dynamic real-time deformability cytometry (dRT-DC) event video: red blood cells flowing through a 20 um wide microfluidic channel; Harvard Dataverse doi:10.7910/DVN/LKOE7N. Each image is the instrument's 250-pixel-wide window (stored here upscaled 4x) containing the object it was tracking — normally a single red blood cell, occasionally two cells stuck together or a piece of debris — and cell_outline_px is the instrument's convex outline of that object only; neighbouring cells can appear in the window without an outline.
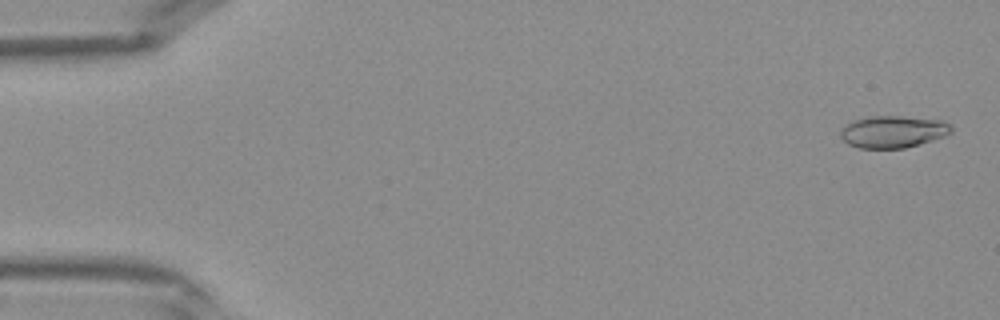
{"species": "Egyptian fruit bat (a non-hibernating species)", "species_latin": "Rousettus aegyptiacus", "temperature_condition": "warm", "stored_images_in_passage": 42, "camera_frame_rate_fps": 3000, "um_per_image_px": 0.085, "frame": {"image": 1, "passage_image": 2, "time_ms": 0.333, "image_size_px": [1000, 320], "cell_outline_px": [[952, 132], [944, 136], [932, 140], [904, 148], [860, 148], [848, 144], [840, 136], [840, 128], [852, 120], [872, 116], [900, 116], [940, 120], [952, 124]], "centroid_in_image_um": [75.89, 11.19], "position_along_channel_um": 9.1, "area_um2": 20.69}}
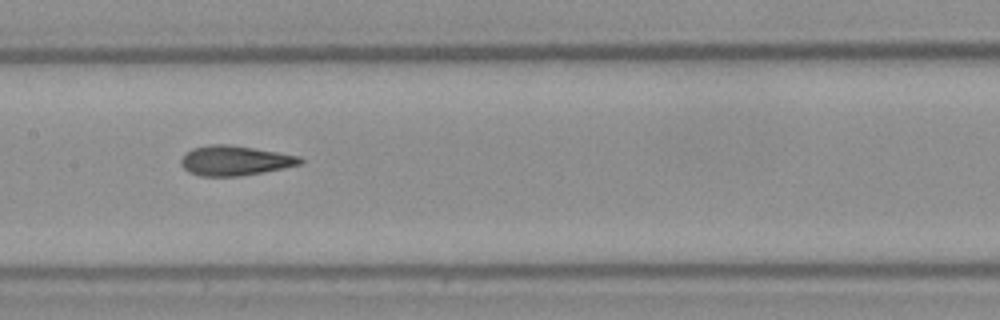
{"frame": {"image": 2, "passage_image": 21, "time_ms": 6.667, "image_size_px": [1000, 320], "cell_outline_px": [[304, 160], [300, 164], [284, 168], [264, 172], [240, 176], [200, 176], [188, 172], [180, 164], [180, 160], [184, 152], [192, 148], [212, 144], [228, 144], [300, 156]], "centroid_in_image_um": [19.92, 13.65], "position_along_channel_um": 187.5, "area_um2": 20.75}}
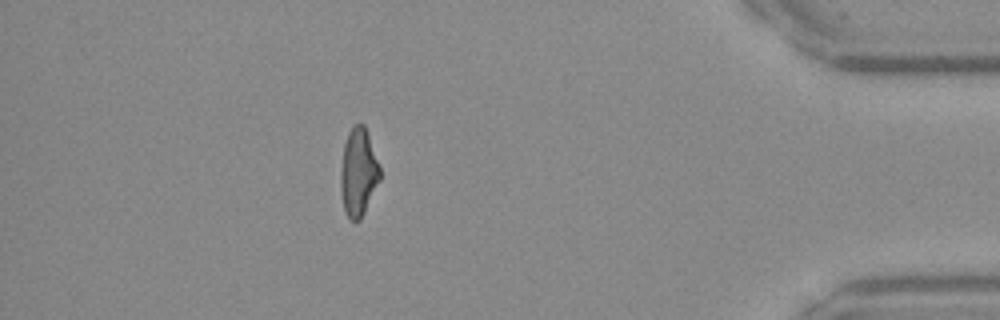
{"frame": {"image": 3, "passage_image": 37, "time_ms": 12.0, "image_size_px": [1000, 320], "cell_outline_px": [[380, 180], [360, 220], [352, 220], [344, 212], [340, 188], [340, 172], [344, 144], [348, 132], [356, 124], [364, 124], [380, 168]], "centroid_in_image_um": [30.45, 14.66], "position_along_channel_um": 404.8, "area_um2": 19.88}}